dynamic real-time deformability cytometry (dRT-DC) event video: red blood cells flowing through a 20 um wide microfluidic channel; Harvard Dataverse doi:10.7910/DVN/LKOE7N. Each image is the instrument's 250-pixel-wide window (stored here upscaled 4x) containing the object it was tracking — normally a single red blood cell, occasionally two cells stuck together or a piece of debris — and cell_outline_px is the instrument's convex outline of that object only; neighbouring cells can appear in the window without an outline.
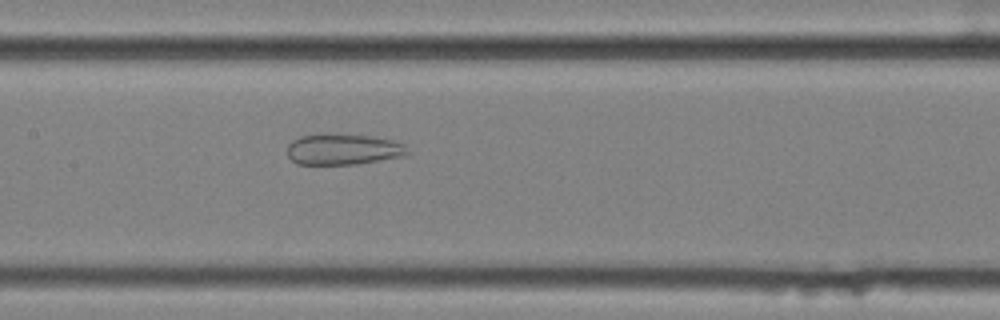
{"species": "common noctule bat (a hibernating species)", "species_latin": "Nyctalus noctula", "temperature_condition": "cold", "stored_images_in_passage": 56, "camera_frame_rate_fps": 3000, "um_per_image_px": 0.085, "animal": {"sex": "female", "body_mass_g": 25.1}, "frame": {"image": 1, "passage_image": 28, "time_ms": 9.0, "image_size_px": [1000, 320], "cell_outline_px": [[408, 152], [404, 156], [356, 164], [296, 164], [288, 156], [288, 144], [292, 140], [300, 136], [324, 132], [328, 132], [376, 136], [392, 140], [404, 144]], "centroid_in_image_um": [29.14, 12.66], "position_along_channel_um": 178.3, "area_um2": 22.14}}
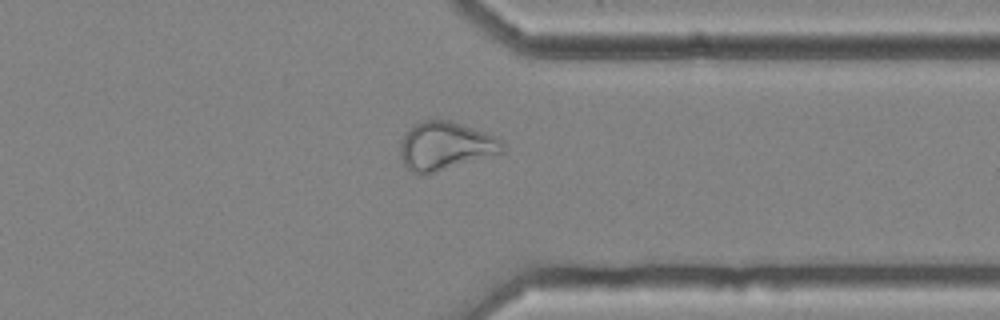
{"frame": {"image": 2, "passage_image": 44, "time_ms": 14.333, "image_size_px": [1000, 320], "cell_outline_px": [[504, 152], [420, 176], [412, 172], [400, 160], [400, 140], [412, 124], [436, 116], [496, 136], [504, 140]], "centroid_in_image_um": [37.81, 12.38], "position_along_channel_um": 373.6, "area_um2": 29.13}}
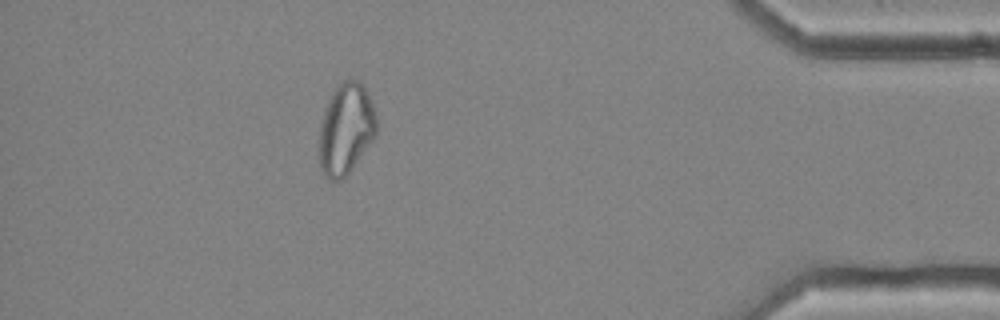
{"frame": {"image": 3, "passage_image": 50, "time_ms": 16.333, "image_size_px": [1000, 320], "cell_outline_px": [[376, 136], [348, 172], [340, 180], [328, 180], [320, 168], [320, 120], [328, 96], [348, 76], [360, 80], [368, 92], [376, 116]], "centroid_in_image_um": [29.39, 10.89], "position_along_channel_um": 405.8, "area_um2": 30.58}}